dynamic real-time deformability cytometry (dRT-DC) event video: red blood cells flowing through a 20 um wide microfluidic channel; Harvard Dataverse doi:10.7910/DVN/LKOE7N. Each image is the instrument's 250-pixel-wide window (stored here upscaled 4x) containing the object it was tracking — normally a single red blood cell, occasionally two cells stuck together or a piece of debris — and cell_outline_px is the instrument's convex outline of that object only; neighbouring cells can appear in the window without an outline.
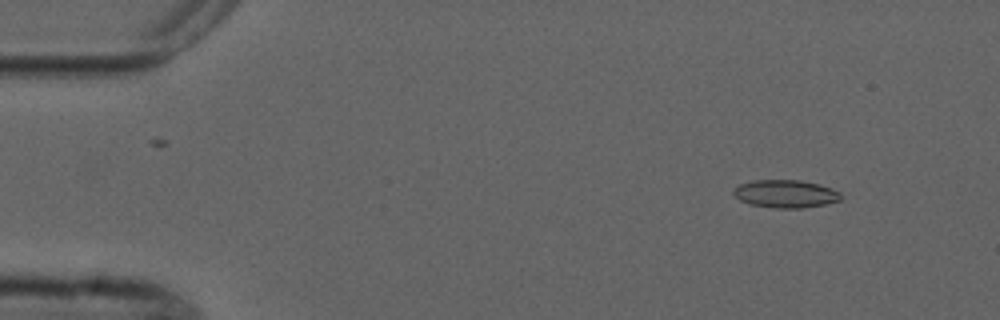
{"species": "common noctule bat (a hibernating species)", "species_latin": "Nyctalus noctula", "temperature_condition": "cold", "stored_images_in_passage": 4, "camera_frame_rate_fps": 3000, "um_per_image_px": 0.085, "animal": {"sex": "male", "forearm_length_mm": 52.5}, "frame": {"image": 1, "passage_image": 2, "time_ms": 1.0, "image_size_px": [1000, 320], "cell_outline_px": [[840, 200], [824, 204], [800, 208], [772, 208], [748, 204], [740, 200], [732, 192], [740, 184], [752, 180], [800, 180], [820, 184], [832, 188], [840, 192]], "centroid_in_image_um": [66.76, 16.47], "position_along_channel_um": 18.2, "area_um2": 17.4}}
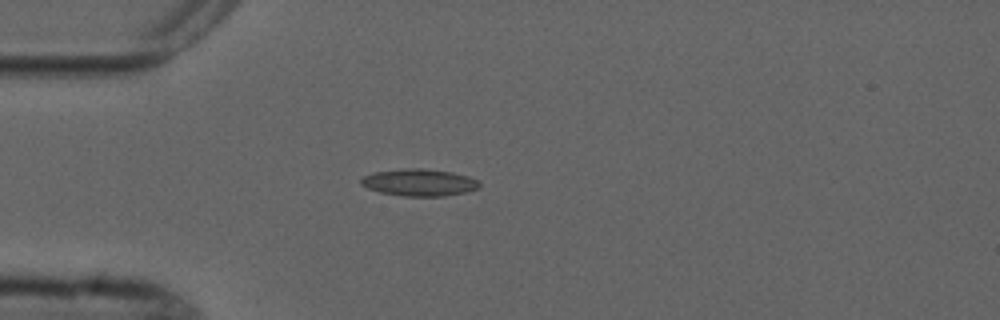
{"frame": {"image": 2, "passage_image": 4, "time_ms": 4.0, "image_size_px": [1000, 320], "cell_outline_px": [[480, 188], [468, 192], [444, 196], [404, 196], [380, 192], [368, 188], [360, 184], [360, 180], [364, 176], [376, 172], [404, 168], [420, 168], [452, 172], [468, 176], [480, 180]], "centroid_in_image_um": [35.69, 15.51], "position_along_channel_um": 49.3, "area_um2": 18.73}}